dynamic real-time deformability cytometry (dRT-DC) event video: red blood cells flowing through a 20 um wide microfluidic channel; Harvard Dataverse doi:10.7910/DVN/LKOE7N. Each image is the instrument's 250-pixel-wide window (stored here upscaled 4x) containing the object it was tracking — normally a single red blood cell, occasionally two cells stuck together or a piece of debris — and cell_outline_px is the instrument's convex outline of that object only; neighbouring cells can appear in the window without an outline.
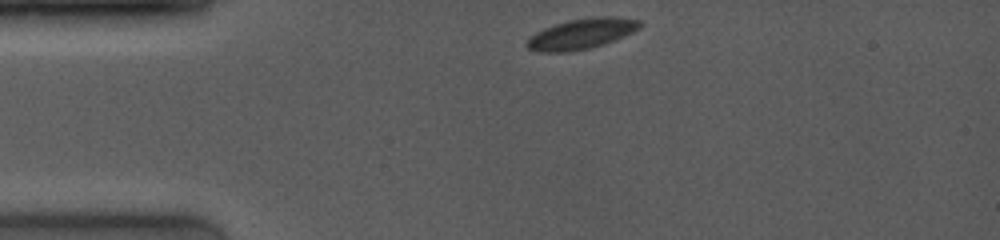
{"species": "common noctule bat (a hibernating species)", "species_latin": "Nyctalus noctula", "temperature_condition": "room temperature", "stored_images_in_passage": 23, "camera_frame_rate_fps": 4000, "um_per_image_px": 0.085, "animal": {"sex": "female", "body_mass_g": 19.0, "forearm_length_mm": 53.3}, "frame": {"image": 1, "passage_image": 1, "time_ms": 0.0, "image_size_px": [1000, 240], "cell_outline_px": [[644, 24], [640, 28], [624, 36], [604, 44], [588, 48], [568, 52], [536, 52], [528, 48], [524, 44], [536, 32], [544, 28], [568, 20], [596, 16], [616, 16], [640, 20]], "centroid_in_image_um": [49.45, 2.86], "position_along_channel_um": 35.5, "area_um2": 20.11}}
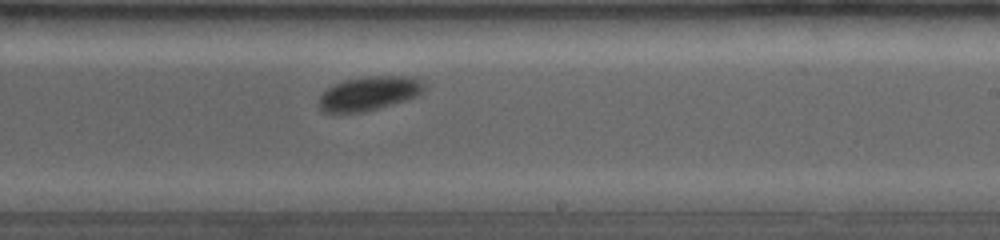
{"frame": {"image": 2, "passage_image": 14, "time_ms": 6.5, "image_size_px": [1000, 240], "cell_outline_px": [[424, 92], [420, 96], [364, 112], [324, 112], [316, 104], [320, 96], [328, 88], [344, 80], [372, 76], [412, 76], [424, 80]], "centroid_in_image_um": [31.42, 7.93], "position_along_channel_um": 257.6, "area_um2": 20.98}}
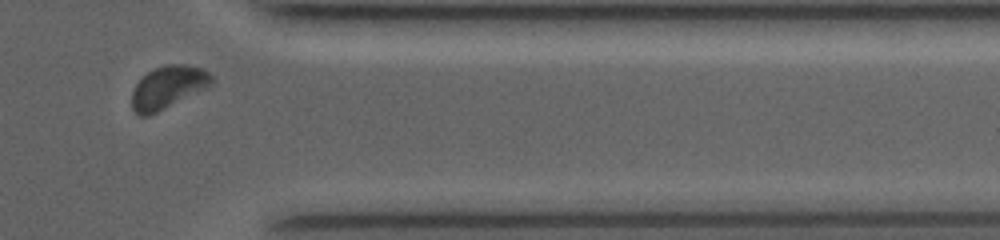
{"frame": {"image": 3, "passage_image": 21, "time_ms": 10.0, "image_size_px": [1000, 240], "cell_outline_px": [[216, 80], [208, 88], [148, 116], [136, 116], [132, 108], [132, 88], [152, 68], [164, 64], [188, 64], [204, 68]], "centroid_in_image_um": [14.3, 7.4], "position_along_channel_um": 397.1, "area_um2": 20.23}, "authors_computed_cell_mechanics": {"area_um2": 20.4034, "velocity_mm_per_s": 4.0167, "shape_relaxation_time_tau1_ms": 1.5134, "shape_relaxation_time_tau2_ms": null, "deformation_change_tau1": 0.0383, "deformation_change_tau2": null}}